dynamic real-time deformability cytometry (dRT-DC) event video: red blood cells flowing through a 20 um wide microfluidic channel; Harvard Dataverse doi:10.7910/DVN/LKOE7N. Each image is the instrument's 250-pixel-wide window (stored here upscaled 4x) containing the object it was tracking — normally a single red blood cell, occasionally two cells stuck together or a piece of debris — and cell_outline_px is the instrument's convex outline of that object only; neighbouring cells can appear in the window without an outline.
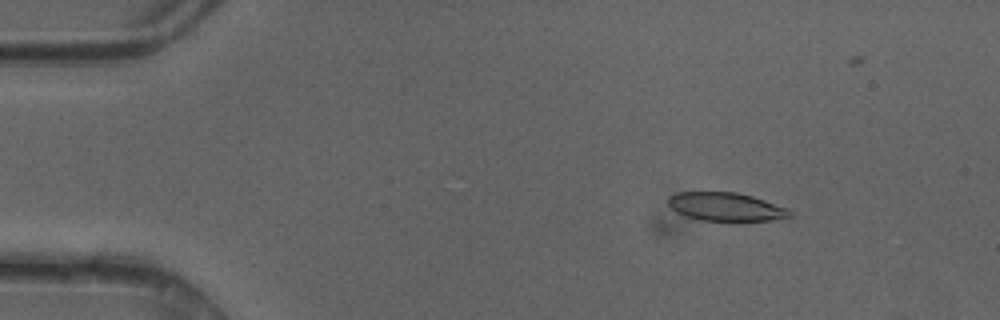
{"species": "common noctule bat (a hibernating species)", "species_latin": "Nyctalus noctula", "temperature_condition": "cold", "stored_images_in_passage": 49, "camera_frame_rate_fps": 3000, "um_per_image_px": 0.085, "animal": {"sex": "female"}, "frame": {"image": 1, "passage_image": 7, "time_ms": 2.0, "image_size_px": [1000, 320], "cell_outline_px": [[792, 216], [772, 220], [700, 220], [684, 216], [676, 212], [668, 204], [668, 196], [676, 192], [736, 192], [752, 196], [788, 208], [792, 212]], "centroid_in_image_um": [61.67, 17.57], "position_along_channel_um": 23.3, "area_um2": 20.06}}
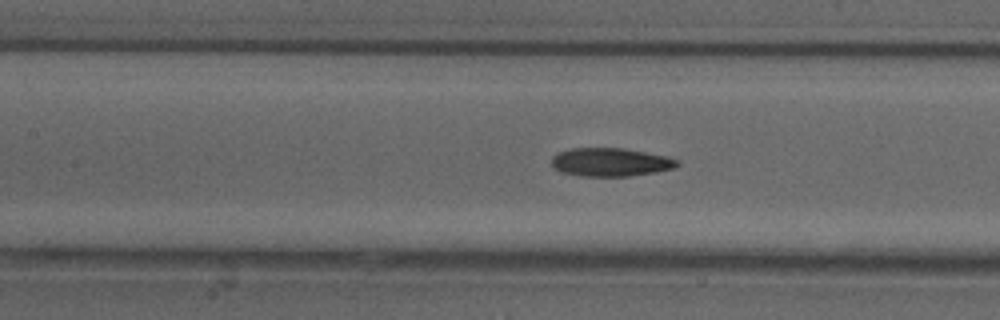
{"frame": {"image": 2, "passage_image": 22, "time_ms": 7.0, "image_size_px": [1000, 320], "cell_outline_px": [[680, 164], [676, 168], [656, 172], [628, 176], [580, 176], [560, 172], [552, 164], [552, 156], [556, 152], [572, 148], [624, 148], [668, 156], [680, 160]], "centroid_in_image_um": [51.93, 13.78], "position_along_channel_um": 155.5, "area_um2": 21.04}}
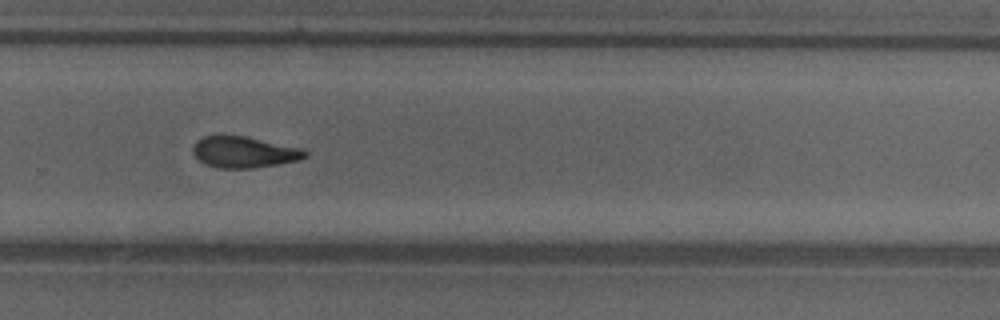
{"frame": {"image": 3, "passage_image": 33, "time_ms": 10.667, "image_size_px": [1000, 320], "cell_outline_px": [[308, 156], [296, 160], [276, 164], [252, 168], [220, 168], [204, 164], [192, 152], [192, 148], [196, 140], [204, 136], [244, 136], [300, 148], [308, 152]], "centroid_in_image_um": [20.7, 12.93], "position_along_channel_um": 309.1, "area_um2": 20.06}, "authors_computed_cell_mechanics": {"area_um2": 20.9236, "velocity_mm_per_s": 4.204, "shape_relaxation_time_tau1_ms": 6.7561, "shape_relaxation_time_tau2_ms": 3.1151, "deformation_change_tau1": 0.1782, "deformation_change_tau2": 0.1001}}